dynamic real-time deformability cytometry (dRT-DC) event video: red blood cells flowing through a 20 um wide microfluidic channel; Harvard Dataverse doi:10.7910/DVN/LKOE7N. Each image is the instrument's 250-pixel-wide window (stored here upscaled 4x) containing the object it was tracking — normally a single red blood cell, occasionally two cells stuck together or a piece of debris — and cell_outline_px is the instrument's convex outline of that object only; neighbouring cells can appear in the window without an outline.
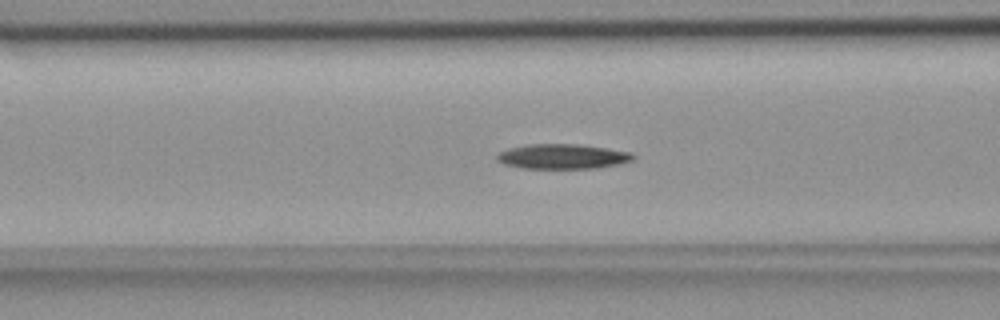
{"species": "common noctule bat (a hibernating species)", "species_latin": "Nyctalus noctula", "temperature_condition": "room temperature", "stored_images_in_passage": 52, "camera_frame_rate_fps": 3000, "um_per_image_px": 0.085, "animal": {"sex": "female", "body_mass_g": 18.4}, "frame": {"image": 1, "passage_image": 21, "time_ms": 6.667, "image_size_px": [1000, 320], "cell_outline_px": [[636, 156], [632, 160], [620, 164], [596, 168], [520, 168], [504, 164], [496, 160], [496, 156], [500, 152], [512, 148], [528, 144], [576, 144], [632, 152]], "centroid_in_image_um": [47.83, 13.3], "position_along_channel_um": 118.8, "area_um2": 19.59}}
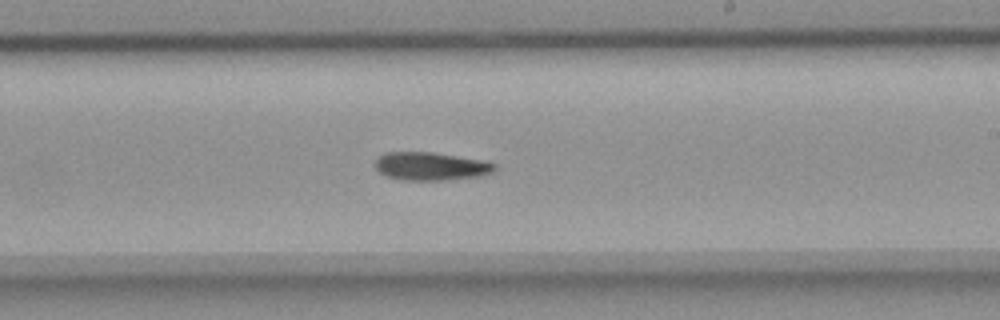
{"frame": {"image": 2, "passage_image": 32, "time_ms": 10.333, "image_size_px": [1000, 320], "cell_outline_px": [[496, 168], [492, 172], [480, 176], [444, 180], [400, 180], [384, 176], [376, 168], [376, 160], [384, 152], [432, 152], [480, 160], [496, 164]], "centroid_in_image_um": [36.58, 14.14], "position_along_channel_um": 252.4, "area_um2": 19.48}}
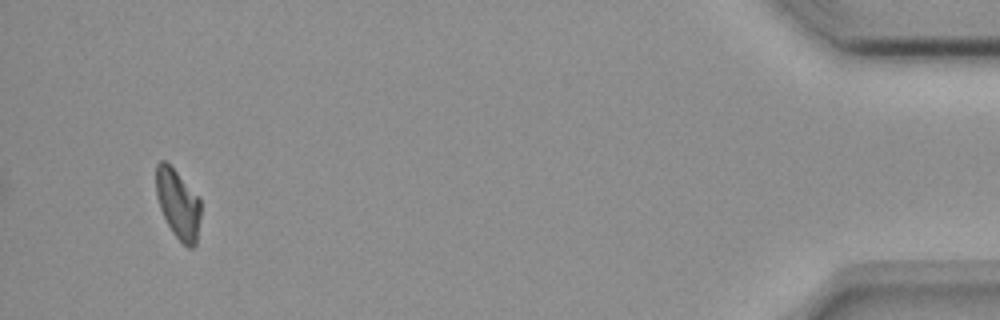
{"frame": {"image": 3, "passage_image": 52, "time_ms": 17.0, "image_size_px": [1000, 320], "cell_outline_px": [[200, 220], [196, 244], [192, 248], [188, 248], [172, 232], [160, 208], [156, 196], [156, 164], [160, 160], [164, 160], [176, 172], [200, 200]], "centroid_in_image_um": [15.12, 17.36], "position_along_channel_um": 420.1, "area_um2": 17.69}, "authors_computed_cell_mechanics": {"area_um2": 19.0451, "velocity_mm_per_s": 3.6667, "shape_relaxation_time_tau1_ms": 9.475, "shape_relaxation_time_tau2_ms": null, "deformation_change_tau1": 0.204, "deformation_change_tau2": null}}